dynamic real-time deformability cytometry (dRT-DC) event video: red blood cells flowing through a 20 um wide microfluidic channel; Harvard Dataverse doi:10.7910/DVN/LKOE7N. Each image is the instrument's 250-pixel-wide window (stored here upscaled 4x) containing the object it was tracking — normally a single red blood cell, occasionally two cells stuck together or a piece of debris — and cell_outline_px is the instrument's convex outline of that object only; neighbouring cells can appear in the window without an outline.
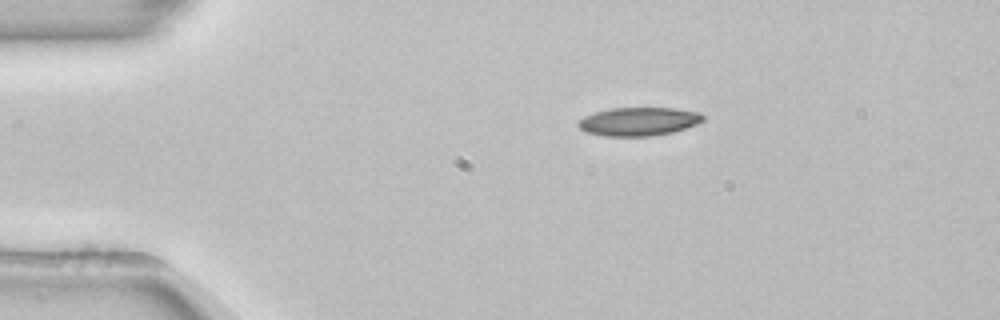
{"species": "common noctule bat (a hibernating species)", "species_latin": "Nyctalus noctula", "temperature_condition": "room temperature", "stored_images_in_passage": 44, "camera_frame_rate_fps": 3000, "um_per_image_px": 0.085, "animal": {"sex": "female", "body_mass_g": 22.7, "forearm_length_mm": 54.2}, "frame": {"image": 1, "passage_image": 1, "time_ms": 0.0, "image_size_px": [1000, 320], "cell_outline_px": [[704, 120], [696, 124], [672, 132], [648, 136], [604, 136], [584, 132], [576, 124], [584, 116], [608, 108], [672, 108], [700, 112], [704, 116]], "centroid_in_image_um": [54.26, 10.32], "position_along_channel_um": 30.7, "area_um2": 20.63}}
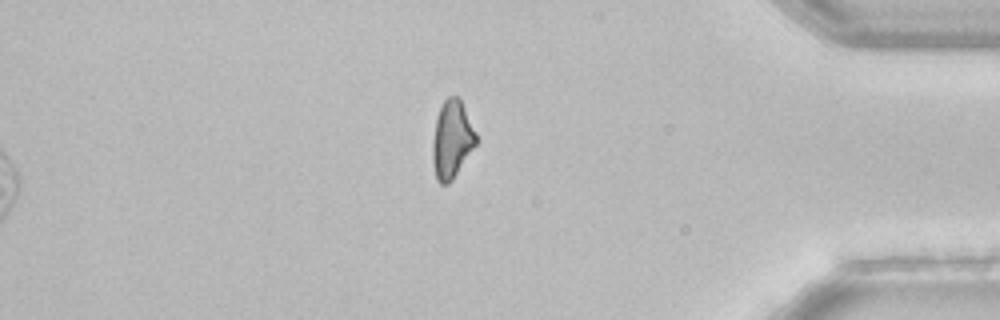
{"frame": {"image": 2, "passage_image": 36, "time_ms": 11.667, "image_size_px": [1000, 320], "cell_outline_px": [[480, 140], [452, 180], [448, 184], [440, 184], [436, 180], [432, 160], [432, 140], [436, 116], [444, 100], [448, 96], [460, 96]], "centroid_in_image_um": [38.43, 11.84], "position_along_channel_um": 396.8, "area_um2": 20.29}}
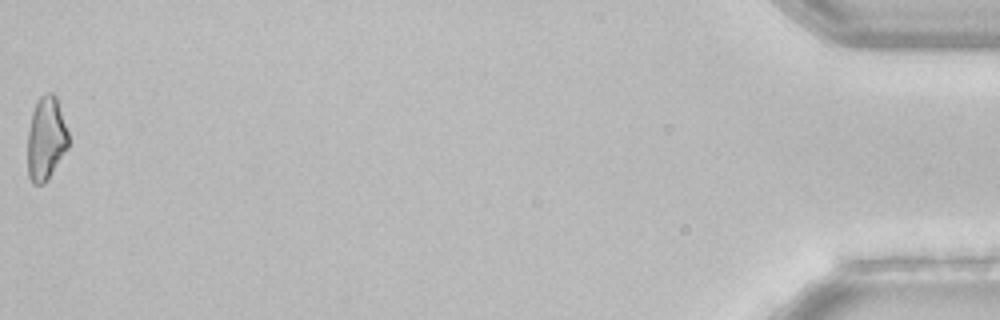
{"frame": {"image": 3, "passage_image": 44, "time_ms": 14.333, "image_size_px": [1000, 320], "cell_outline_px": [[68, 148], [48, 180], [44, 184], [32, 184], [28, 176], [28, 132], [32, 112], [36, 100], [40, 96], [48, 92], [52, 92], [56, 96], [68, 132]], "centroid_in_image_um": [3.91, 11.79], "position_along_channel_um": 431.3, "area_um2": 20.0}, "authors_computed_cell_mechanics": {"area_um2": 20.3456, "velocity_mm_per_s": 3.8891, "shape_relaxation_time_tau1_ms": 11.3728, "shape_relaxation_time_tau2_ms": null, "deformation_change_tau1": 0.1787, "deformation_change_tau2": null}}